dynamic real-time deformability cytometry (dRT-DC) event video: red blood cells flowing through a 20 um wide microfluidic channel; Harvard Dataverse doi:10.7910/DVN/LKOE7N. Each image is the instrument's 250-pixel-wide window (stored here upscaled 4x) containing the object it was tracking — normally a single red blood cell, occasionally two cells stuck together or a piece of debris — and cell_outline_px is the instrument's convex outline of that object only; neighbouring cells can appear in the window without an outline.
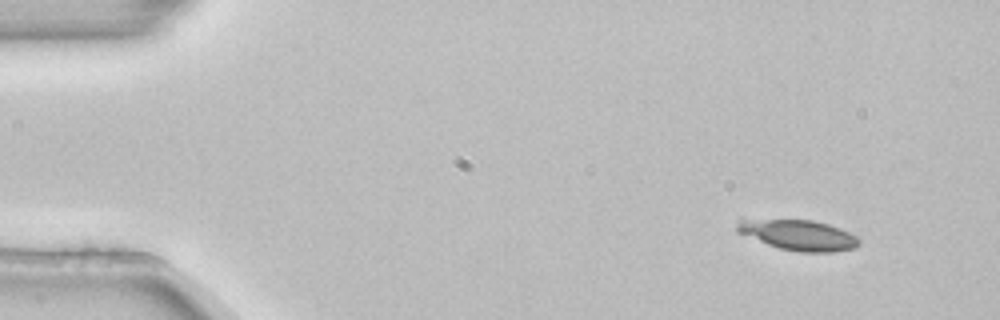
{"species": "common noctule bat (a hibernating species)", "species_latin": "Nyctalus noctula", "temperature_condition": "room temperature", "stored_images_in_passage": 3, "camera_frame_rate_fps": 3000, "um_per_image_px": 0.085, "animal": {"sex": "female", "body_mass_g": 22.7, "forearm_length_mm": 54.2}, "frame": {"image": 1, "passage_image": 1, "time_ms": 0.0, "image_size_px": [1000, 320], "cell_outline_px": [[860, 244], [856, 248], [832, 252], [800, 252], [780, 248], [768, 244], [736, 232], [736, 224], [740, 216], [812, 220], [828, 224], [840, 228], [856, 236], [860, 240]], "centroid_in_image_um": [67.76, 19.92], "position_along_channel_um": 17.2, "area_um2": 22.48}}
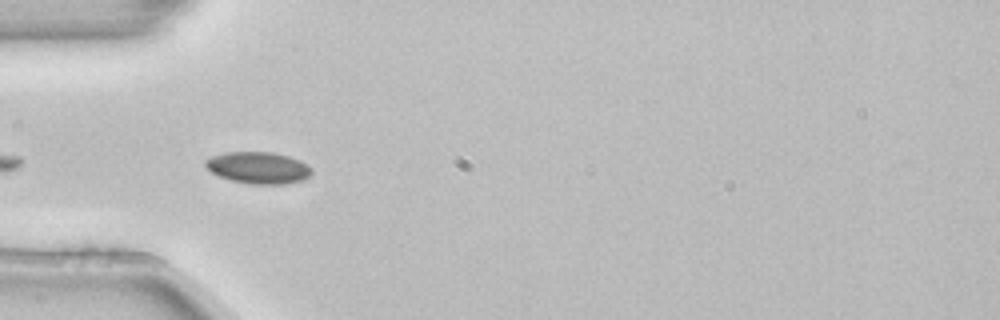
{"frame": {"image": 2, "passage_image": 3, "time_ms": 0.667, "image_size_px": [1000, 320], "cell_outline_px": [[312, 172], [308, 176], [300, 180], [284, 184], [252, 184], [232, 180], [220, 176], [212, 172], [204, 164], [204, 160], [212, 156], [224, 152], [272, 152], [288, 156], [300, 160], [312, 168]], "centroid_in_image_um": [21.94, 14.24], "position_along_channel_um": 63.1, "area_um2": 19.48}}